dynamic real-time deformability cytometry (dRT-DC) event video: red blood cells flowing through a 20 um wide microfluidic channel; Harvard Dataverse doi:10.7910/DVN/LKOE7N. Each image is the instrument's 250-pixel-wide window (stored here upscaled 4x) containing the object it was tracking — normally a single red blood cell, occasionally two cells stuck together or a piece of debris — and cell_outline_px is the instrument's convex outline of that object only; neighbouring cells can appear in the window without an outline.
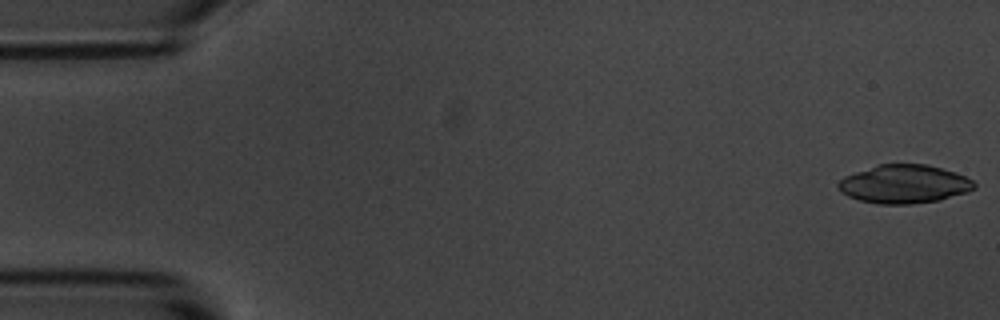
{"species": "common noctule bat (a hibernating species)", "species_latin": "Nyctalus noctula", "temperature_condition": "room temperature", "stored_images_in_passage": 54, "camera_frame_rate_fps": 3000, "um_per_image_px": 0.085, "animal": {"sex": "male", "body_mass_g": 20.1, "forearm_length_mm": 53.5}, "frame": {"image": 1, "passage_image": 1, "time_ms": 0.0, "image_size_px": [1000, 320], "cell_outline_px": [[976, 188], [968, 192], [940, 200], [912, 204], [880, 204], [860, 200], [848, 196], [840, 192], [836, 184], [844, 176], [876, 164], [928, 164], [964, 176], [972, 180], [976, 184]], "centroid_in_image_um": [76.83, 15.65], "position_along_channel_um": 8.2, "area_um2": 30.58}}